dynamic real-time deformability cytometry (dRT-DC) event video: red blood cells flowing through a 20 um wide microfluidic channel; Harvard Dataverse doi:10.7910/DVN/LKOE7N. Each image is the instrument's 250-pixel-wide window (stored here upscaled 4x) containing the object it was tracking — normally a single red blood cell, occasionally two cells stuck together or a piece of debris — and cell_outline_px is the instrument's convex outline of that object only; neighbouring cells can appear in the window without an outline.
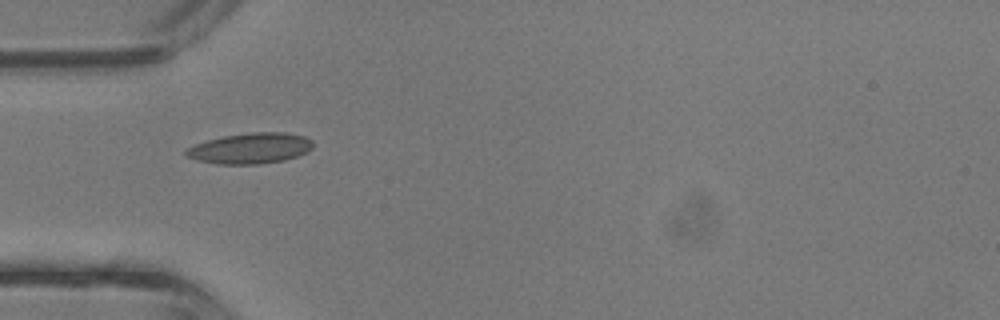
{"species": "common noctule bat (a hibernating species)", "species_latin": "Nyctalus noctula", "temperature_condition": "room temperature", "stored_images_in_passage": 26, "camera_frame_rate_fps": 3000, "um_per_image_px": 0.085, "animal": {"sex": "male", "body_mass_g": 13.3}, "frame": {"image": 1, "passage_image": 1, "time_ms": 0.0, "image_size_px": [1000, 320], "cell_outline_px": [[312, 148], [308, 152], [284, 160], [260, 164], [216, 164], [184, 156], [184, 148], [208, 140], [224, 136], [252, 132], [284, 132], [304, 136], [312, 140]], "centroid_in_image_um": [21.27, 12.61], "position_along_channel_um": 63.7, "area_um2": 22.72}}
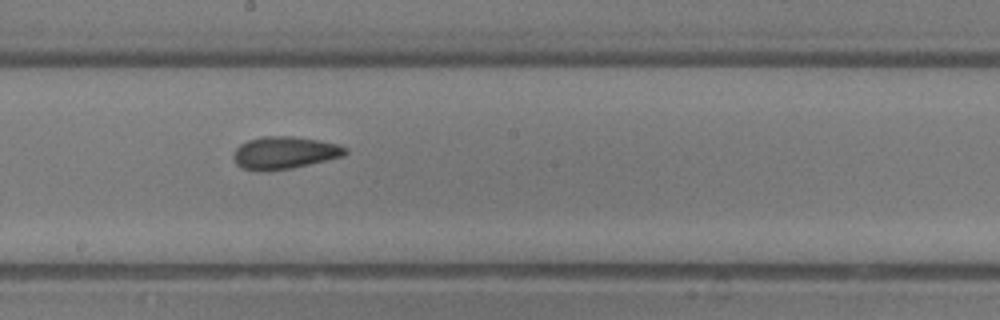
{"frame": {"image": 2, "passage_image": 11, "time_ms": 3.333, "image_size_px": [1000, 320], "cell_outline_px": [[348, 152], [344, 156], [292, 168], [240, 168], [236, 164], [232, 156], [232, 152], [240, 144], [248, 140], [264, 136], [292, 136], [320, 140], [340, 144], [348, 148]], "centroid_in_image_um": [24.23, 12.94], "position_along_channel_um": 224.0, "area_um2": 20.75}}
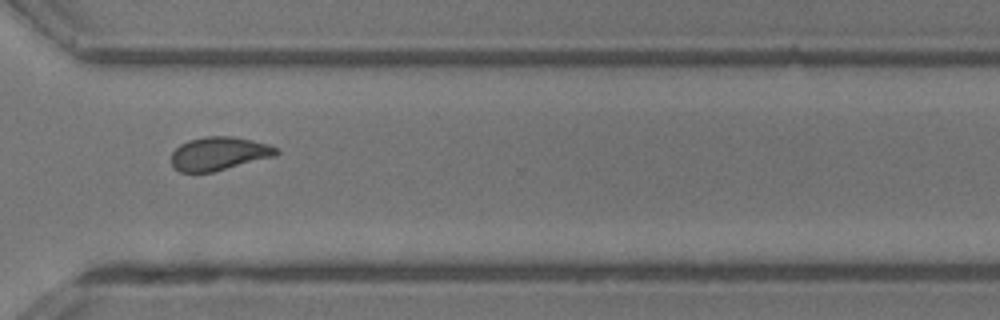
{"frame": {"image": 3, "passage_image": 19, "time_ms": 6.0, "image_size_px": [1000, 320], "cell_outline_px": [[280, 152], [276, 156], [212, 172], [180, 172], [172, 164], [172, 152], [180, 144], [188, 140], [204, 136], [232, 136], [252, 140], [268, 144], [280, 148]], "centroid_in_image_um": [18.65, 13.04], "position_along_channel_um": 352.0, "area_um2": 20.52}, "authors_computed_cell_mechanics": {"area_um2": 20.4901, "velocity_mm_per_s": 4.8053, "shape_relaxation_time_tau1_ms": null, "shape_relaxation_time_tau2_ms": 1.9218, "deformation_change_tau1": null, "deformation_change_tau2": 0.0862}}